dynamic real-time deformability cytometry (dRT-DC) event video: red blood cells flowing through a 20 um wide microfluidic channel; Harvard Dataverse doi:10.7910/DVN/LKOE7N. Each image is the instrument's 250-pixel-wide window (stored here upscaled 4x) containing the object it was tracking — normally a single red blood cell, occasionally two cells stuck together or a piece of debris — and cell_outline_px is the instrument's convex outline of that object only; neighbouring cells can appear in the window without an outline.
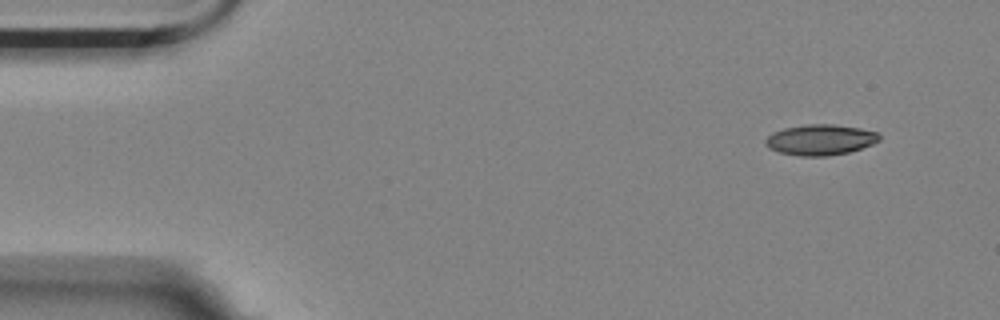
{"species": "Egyptian fruit bat (a non-hibernating species)", "species_latin": "Rousettus aegyptiacus", "temperature_condition": "room temperature", "stored_images_in_passage": 10, "camera_frame_rate_fps": 3000, "um_per_image_px": 0.085, "animal": {"sex": "female"}, "frame": {"image": 1, "passage_image": 1, "time_ms": 0.0, "image_size_px": [1000, 320], "cell_outline_px": [[880, 140], [872, 144], [848, 152], [828, 156], [800, 156], [780, 152], [768, 148], [764, 144], [764, 140], [772, 132], [784, 128], [808, 124], [832, 124], [860, 128], [876, 132], [880, 136]], "centroid_in_image_um": [69.69, 11.88], "position_along_channel_um": 15.3, "area_um2": 20.29}}
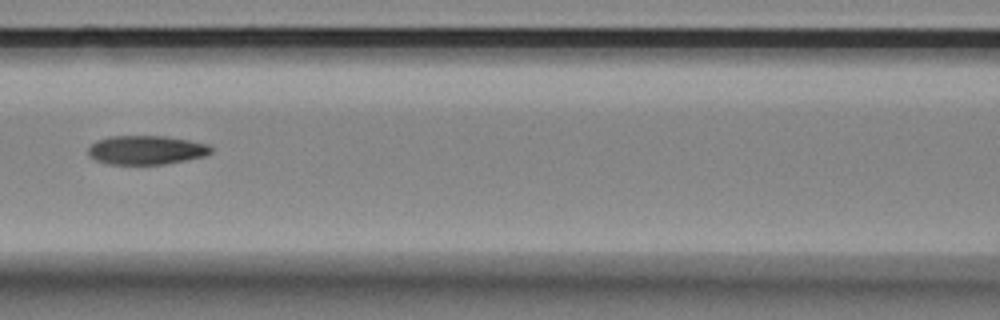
{"frame": {"image": 2, "passage_image": 6, "time_ms": 1.667, "image_size_px": [1000, 320], "cell_outline_px": [[212, 152], [204, 156], [188, 160], [164, 164], [104, 164], [88, 156], [88, 148], [96, 140], [108, 136], [164, 136], [188, 140], [208, 144], [212, 148]], "centroid_in_image_um": [12.4, 12.75], "position_along_channel_um": 154.2, "area_um2": 20.87}}
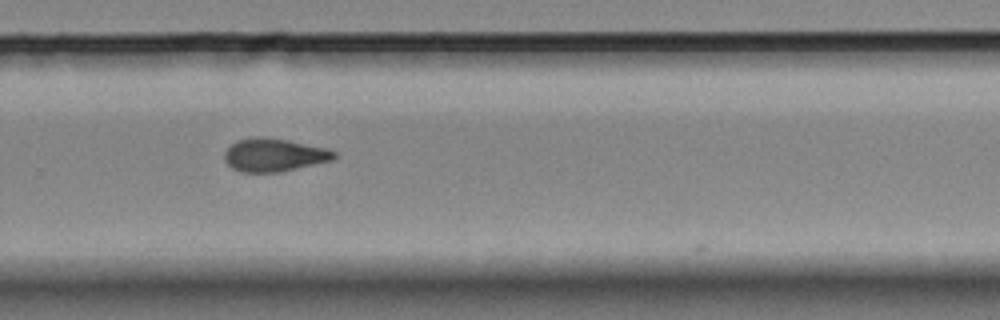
{"frame": {"image": 3, "passage_image": 10, "time_ms": 3.0, "image_size_px": [1000, 320], "cell_outline_px": [[336, 160], [280, 172], [240, 172], [232, 168], [224, 160], [224, 152], [236, 140], [252, 136], [264, 136], [288, 140], [328, 148], [336, 152]], "centroid_in_image_um": [23.32, 13.16], "position_along_channel_um": 306.5, "area_um2": 21.56}}